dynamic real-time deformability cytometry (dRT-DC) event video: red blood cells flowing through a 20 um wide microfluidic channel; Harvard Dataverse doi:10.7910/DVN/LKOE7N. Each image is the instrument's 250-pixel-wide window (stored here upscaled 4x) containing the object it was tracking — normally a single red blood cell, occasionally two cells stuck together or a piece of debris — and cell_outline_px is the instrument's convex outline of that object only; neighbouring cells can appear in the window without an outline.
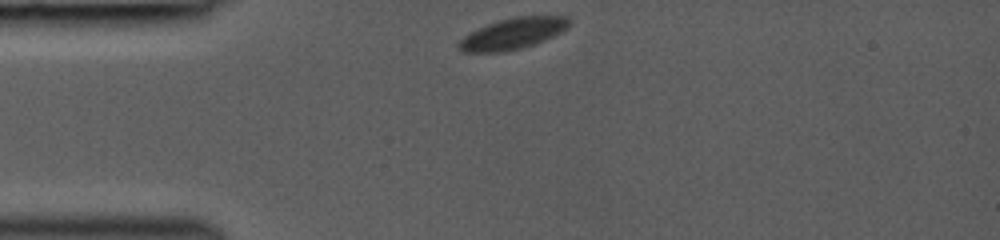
{"species": "common noctule bat (a hibernating species)", "species_latin": "Nyctalus noctula", "temperature_condition": "room temperature", "stored_images_in_passage": 33, "camera_frame_rate_fps": 3000, "um_per_image_px": 0.085, "animal": {"sex": "female", "body_mass_g": 19.0, "forearm_length_mm": 53.3}, "frame": {"image": 1, "passage_image": 1, "time_ms": 0.0, "image_size_px": [1000, 240], "cell_outline_px": [[572, 20], [560, 32], [536, 44], [520, 48], [500, 52], [464, 52], [456, 44], [464, 36], [488, 24], [500, 20], [516, 16], [568, 16]], "centroid_in_image_um": [43.6, 2.85], "position_along_channel_um": 41.4, "area_um2": 19.65}}
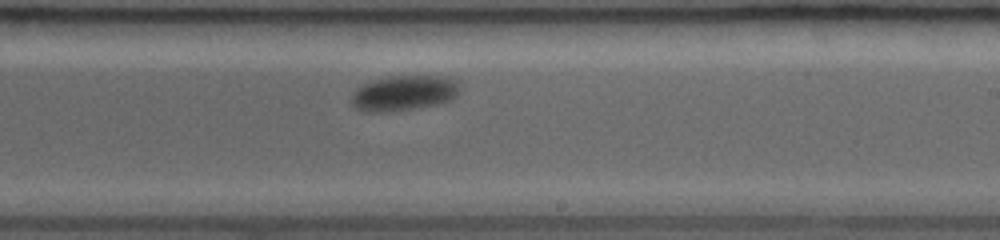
{"frame": {"image": 2, "passage_image": 19, "time_ms": 6.0, "image_size_px": [1000, 240], "cell_outline_px": [[460, 84], [456, 96], [452, 100], [440, 104], [392, 112], [368, 112], [356, 108], [352, 104], [352, 92], [356, 88], [372, 80], [388, 76], [440, 76], [452, 80]], "centroid_in_image_um": [34.31, 7.92], "position_along_channel_um": 254.7, "area_um2": 22.37}}
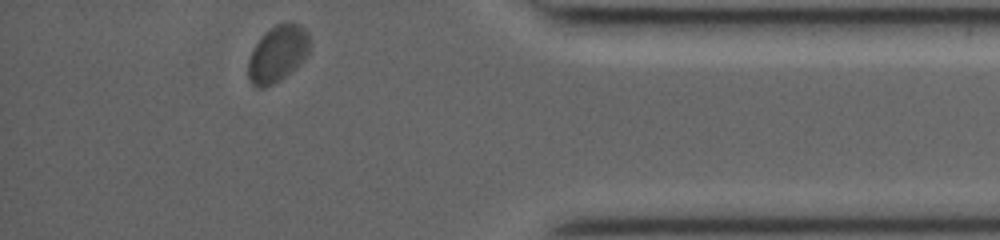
{"frame": {"image": 3, "passage_image": 33, "time_ms": 10.333, "image_size_px": [1000, 240], "cell_outline_px": [[312, 48], [308, 56], [296, 68], [280, 80], [264, 88], [256, 88], [248, 80], [248, 60], [252, 48], [260, 36], [264, 32], [276, 24], [288, 20], [292, 20], [300, 24], [308, 32], [312, 44]], "centroid_in_image_um": [23.64, 4.53], "position_along_channel_um": 411.6, "area_um2": 21.21}}